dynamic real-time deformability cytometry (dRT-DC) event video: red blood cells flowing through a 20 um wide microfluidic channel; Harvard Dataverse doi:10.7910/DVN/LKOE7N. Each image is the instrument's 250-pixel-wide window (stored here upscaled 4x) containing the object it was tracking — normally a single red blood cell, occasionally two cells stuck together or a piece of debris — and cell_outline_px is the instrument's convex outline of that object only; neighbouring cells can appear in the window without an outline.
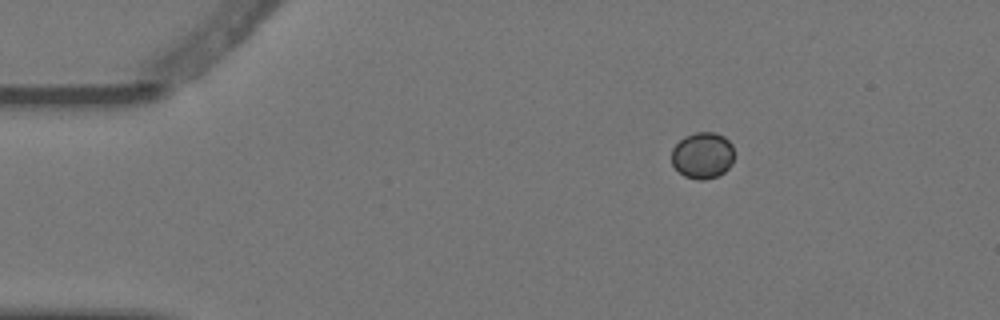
{"species": "Egyptian fruit bat (a non-hibernating species)", "species_latin": "Rousettus aegyptiacus", "temperature_condition": "warm", "stored_images_in_passage": 3, "camera_frame_rate_fps": 3000, "um_per_image_px": 0.085, "animal": {"sex": "female"}, "frame": {"image": 1, "passage_image": 1, "time_ms": 0.0, "image_size_px": [1000, 320], "cell_outline_px": [[732, 164], [724, 172], [716, 176], [704, 180], [700, 180], [684, 176], [672, 164], [672, 148], [684, 136], [696, 132], [716, 132], [724, 136], [732, 144]], "centroid_in_image_um": [59.71, 13.19], "position_along_channel_um": 25.3, "area_um2": 16.88}}